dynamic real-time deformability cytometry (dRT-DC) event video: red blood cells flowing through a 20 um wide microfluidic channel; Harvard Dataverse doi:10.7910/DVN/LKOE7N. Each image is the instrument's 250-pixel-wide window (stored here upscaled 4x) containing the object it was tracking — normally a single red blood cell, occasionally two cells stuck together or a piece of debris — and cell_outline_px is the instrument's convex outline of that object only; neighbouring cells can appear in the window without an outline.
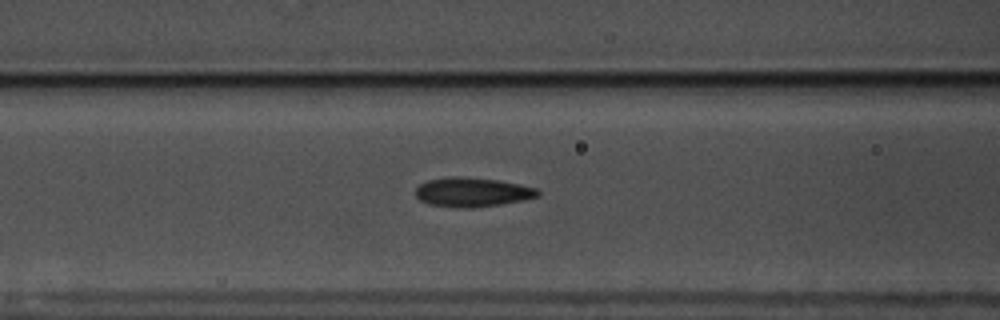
{"species": "common noctule bat (a hibernating species)", "species_latin": "Nyctalus noctula", "temperature_condition": "warm", "stored_images_in_passage": 35, "camera_frame_rate_fps": 3000, "um_per_image_px": 0.085, "animal": {"sex": "male", "body_mass_g": 17.5, "forearm_length_mm": 52.3}, "frame": {"image": 1, "passage_image": 6, "time_ms": 1.667, "image_size_px": [1000, 320], "cell_outline_px": [[540, 196], [500, 204], [472, 208], [460, 208], [428, 204], [420, 200], [416, 196], [416, 188], [420, 184], [428, 180], [452, 176], [456, 176], [500, 180], [520, 184], [536, 188], [540, 192]], "centroid_in_image_um": [40.14, 16.33], "position_along_channel_um": 126.5, "area_um2": 20.81}}
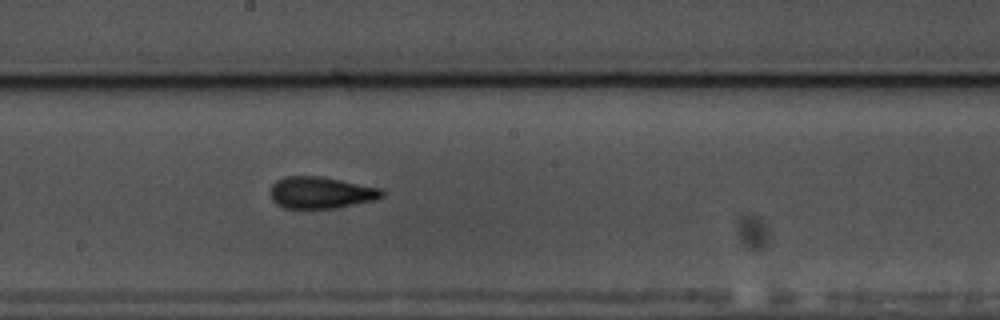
{"frame": {"image": 2, "passage_image": 14, "time_ms": 4.333, "image_size_px": [1000, 320], "cell_outline_px": [[384, 196], [376, 200], [336, 208], [284, 208], [276, 204], [272, 200], [268, 192], [272, 184], [276, 180], [284, 176], [320, 176], [380, 188], [384, 192]], "centroid_in_image_um": [27.23, 16.37], "position_along_channel_um": 221.0, "area_um2": 20.81}}
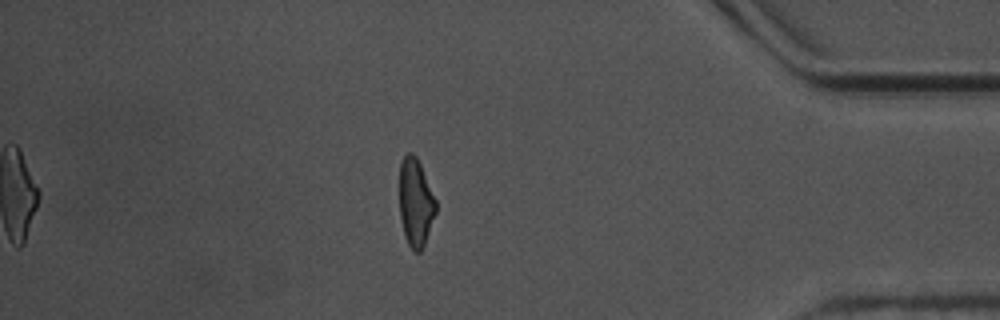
{"frame": {"image": 3, "passage_image": 32, "time_ms": 10.333, "image_size_px": [1000, 320], "cell_outline_px": [[436, 212], [424, 244], [420, 252], [416, 252], [408, 244], [404, 236], [400, 216], [400, 164], [404, 156], [408, 152], [412, 152], [416, 156], [420, 164], [436, 200]], "centroid_in_image_um": [35.32, 17.2], "position_along_channel_um": 399.9, "area_um2": 18.44}, "authors_computed_cell_mechanics": {"area_um2": 19.941, "velocity_mm_per_s": 3.5645, "shape_relaxation_time_tau1_ms": 5.313, "shape_relaxation_time_tau2_ms": 2.4983, "deformation_change_tau1": 0.1727, "deformation_change_tau2": 0.1114}}